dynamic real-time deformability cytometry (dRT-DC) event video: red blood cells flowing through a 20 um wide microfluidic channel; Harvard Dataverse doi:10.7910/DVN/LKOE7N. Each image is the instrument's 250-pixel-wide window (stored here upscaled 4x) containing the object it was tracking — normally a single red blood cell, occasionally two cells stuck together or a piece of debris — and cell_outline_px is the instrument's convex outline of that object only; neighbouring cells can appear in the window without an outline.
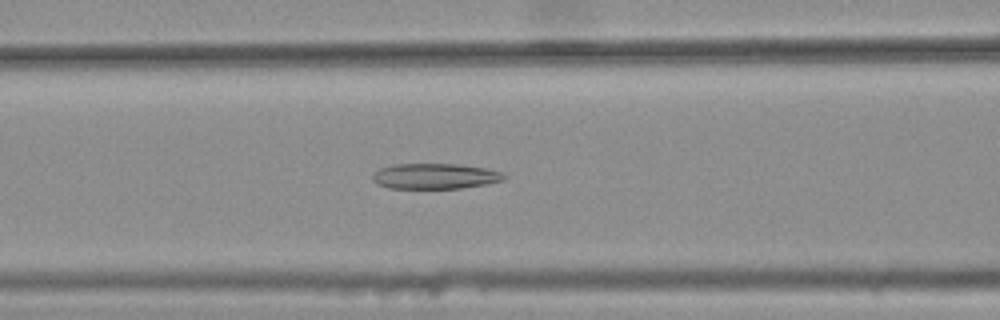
{"species": "common noctule bat (a hibernating species)", "species_latin": "Nyctalus noctula", "temperature_condition": "warm", "stored_images_in_passage": 32, "camera_frame_rate_fps": 3000, "um_per_image_px": 0.085, "animal": {"sex": "female", "body_mass_g": 25.1}, "frame": {"image": 1, "passage_image": 8, "time_ms": 2.333, "image_size_px": [1000, 320], "cell_outline_px": [[504, 180], [484, 184], [460, 188], [388, 188], [372, 180], [372, 176], [380, 168], [396, 164], [456, 164], [488, 168], [500, 172], [504, 176]], "centroid_in_image_um": [36.97, 14.97], "position_along_channel_um": 129.6, "area_um2": 19.25}}
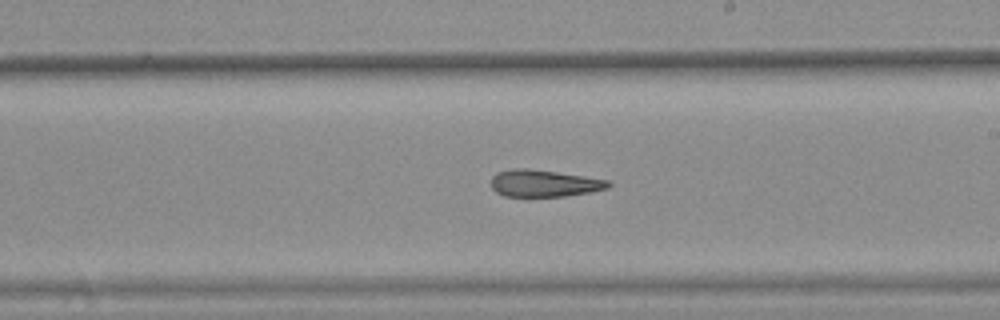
{"frame": {"image": 2, "passage_image": 17, "time_ms": 5.333, "image_size_px": [1000, 320], "cell_outline_px": [[612, 184], [608, 188], [588, 192], [564, 196], [504, 196], [496, 192], [492, 188], [492, 176], [496, 172], [512, 168], [528, 168], [584, 176], [608, 180]], "centroid_in_image_um": [46.21, 15.57], "position_along_channel_um": 242.8, "area_um2": 18.32}}
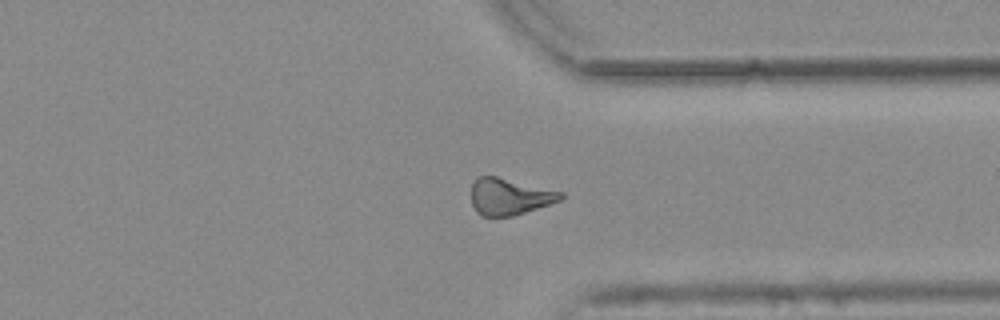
{"frame": {"image": 3, "passage_image": 27, "time_ms": 8.667, "image_size_px": [1000, 320], "cell_outline_px": [[564, 196], [560, 200], [512, 216], [480, 216], [476, 212], [472, 204], [472, 184], [480, 176], [496, 176], [564, 192]], "centroid_in_image_um": [43.29, 16.71], "position_along_channel_um": 368.1, "area_um2": 18.84}, "authors_computed_cell_mechanics": {"area_um2": 19.2474, "velocity_mm_per_s": 3.7806, "shape_relaxation_time_tau1_ms": null, "shape_relaxation_time_tau2_ms": 5.6866, "deformation_change_tau1": null, "deformation_change_tau2": 0.1738}}